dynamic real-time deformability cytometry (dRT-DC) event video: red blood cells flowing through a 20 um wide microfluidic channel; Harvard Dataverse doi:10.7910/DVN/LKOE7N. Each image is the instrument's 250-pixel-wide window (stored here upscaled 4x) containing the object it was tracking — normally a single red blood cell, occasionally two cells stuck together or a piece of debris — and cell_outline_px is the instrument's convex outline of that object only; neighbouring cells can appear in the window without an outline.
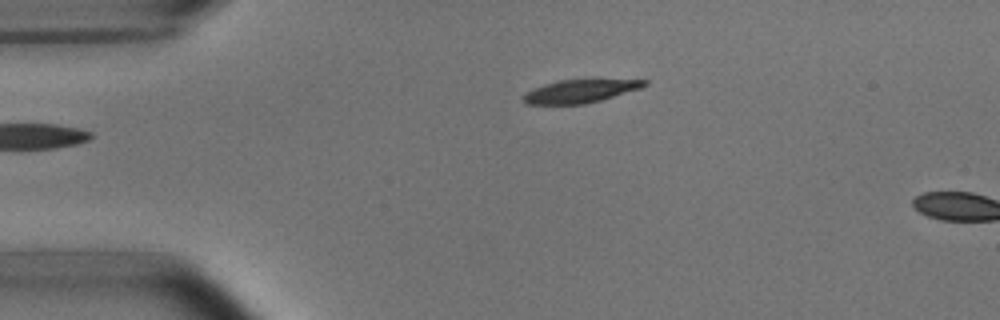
{"species": "common noctule bat (a hibernating species)", "species_latin": "Nyctalus noctula", "temperature_condition": "room temperature", "stored_images_in_passage": 5, "camera_frame_rate_fps": 3000, "um_per_image_px": 0.085, "animal": {"sex": "male", "body_mass_g": 15.6}, "frame": {"image": 1, "passage_image": 5, "time_ms": 5.333, "image_size_px": [1000, 320], "cell_outline_px": [[648, 84], [640, 88], [600, 100], [584, 104], [524, 104], [520, 100], [520, 96], [544, 84], [560, 80], [648, 80]], "centroid_in_image_um": [49.24, 7.76], "position_along_channel_um": 35.8, "area_um2": 16.01}}